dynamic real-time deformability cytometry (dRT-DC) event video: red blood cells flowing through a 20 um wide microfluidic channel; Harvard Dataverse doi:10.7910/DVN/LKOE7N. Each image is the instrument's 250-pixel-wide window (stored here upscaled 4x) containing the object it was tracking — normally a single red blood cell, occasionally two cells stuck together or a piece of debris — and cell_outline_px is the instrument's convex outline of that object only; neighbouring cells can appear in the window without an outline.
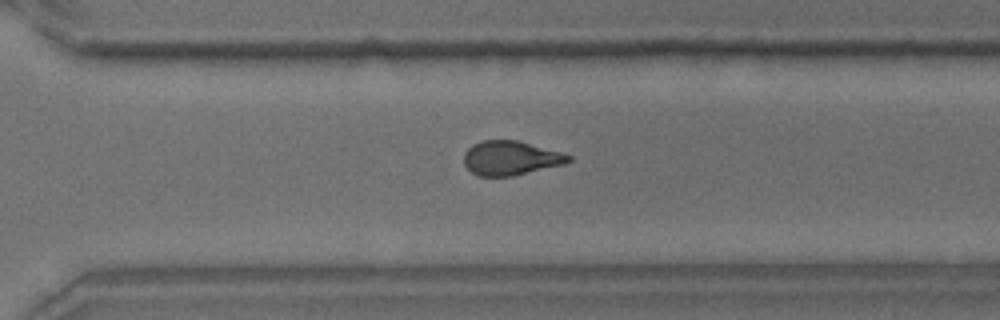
{"species": "common noctule bat (a hibernating species)", "species_latin": "Nyctalus noctula", "temperature_condition": "room temperature", "stored_images_in_passage": 12, "camera_frame_rate_fps": 3000, "um_per_image_px": 0.085, "animal": {"sex": "male", "body_mass_g": 18.8}, "frame": {"image": 1, "passage_image": 12, "time_ms": 3.667, "image_size_px": [1000, 320], "cell_outline_px": [[572, 160], [564, 164], [512, 176], [476, 176], [464, 164], [464, 152], [472, 144], [484, 140], [516, 140], [560, 152], [572, 156]], "centroid_in_image_um": [43.38, 13.44], "position_along_channel_um": 327.2, "area_um2": 20.75}}